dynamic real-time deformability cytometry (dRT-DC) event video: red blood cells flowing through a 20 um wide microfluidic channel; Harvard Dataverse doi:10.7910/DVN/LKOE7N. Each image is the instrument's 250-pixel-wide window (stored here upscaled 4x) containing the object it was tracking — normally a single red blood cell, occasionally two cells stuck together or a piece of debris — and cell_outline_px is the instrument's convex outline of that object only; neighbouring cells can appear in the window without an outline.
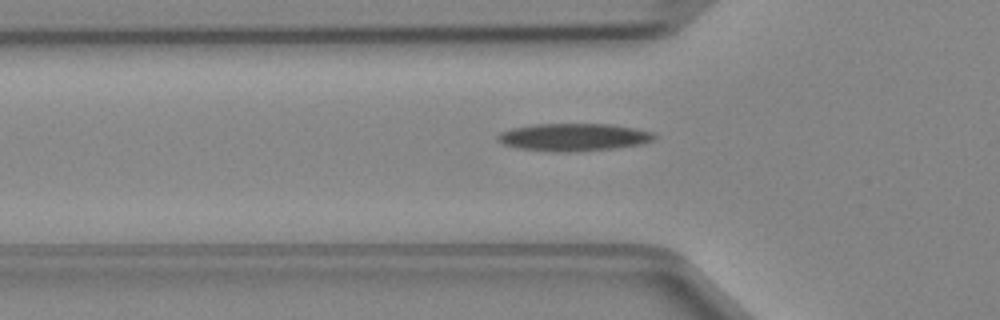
{"species": "Egyptian fruit bat (a non-hibernating species)", "species_latin": "Rousettus aegyptiacus", "temperature_condition": "cold", "stored_images_in_passage": 34, "camera_frame_rate_fps": 3000, "um_per_image_px": 0.085, "animal": {"sex": "female"}, "frame": {"image": 1, "passage_image": 7, "time_ms": 2.0, "image_size_px": [1000, 320], "cell_outline_px": [[656, 136], [652, 140], [644, 144], [612, 148], [568, 152], [552, 152], [516, 148], [504, 144], [496, 140], [496, 136], [500, 132], [512, 128], [536, 124], [608, 124], [632, 128], [652, 132]], "centroid_in_image_um": [48.7, 11.66], "position_along_channel_um": 77.1, "area_um2": 25.09}}
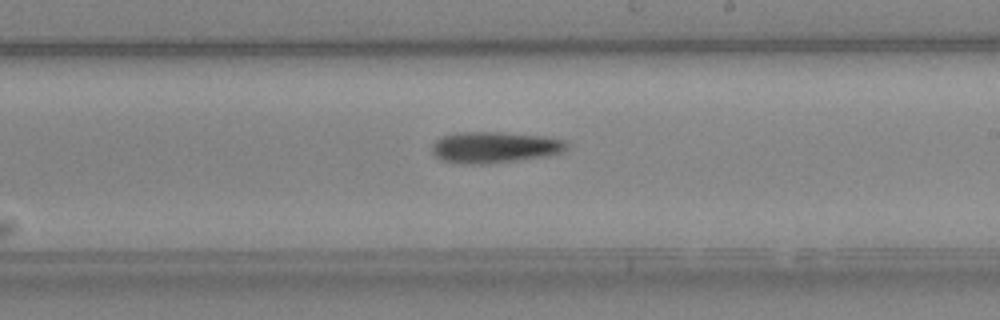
{"frame": {"image": 2, "passage_image": 19, "time_ms": 6.0, "image_size_px": [1000, 320], "cell_outline_px": [[568, 148], [560, 152], [548, 156], [484, 164], [468, 164], [440, 160], [432, 152], [432, 144], [436, 140], [444, 136], [460, 132], [500, 132], [544, 136], [564, 140], [568, 144]], "centroid_in_image_um": [42.04, 12.52], "position_along_channel_um": 247.0, "area_um2": 24.39}}
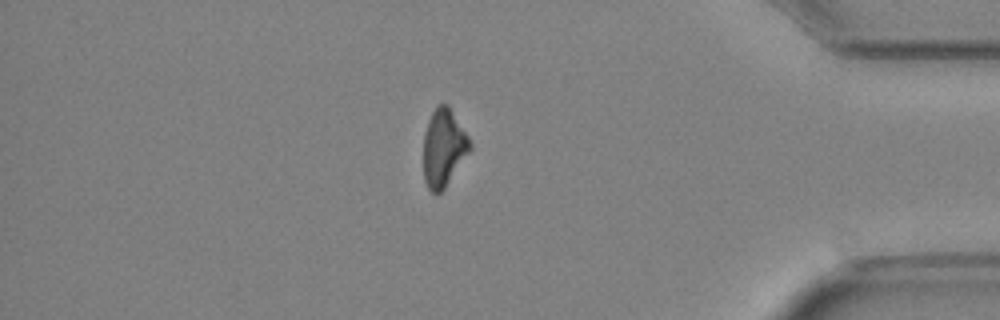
{"frame": {"image": 3, "passage_image": 32, "time_ms": 10.333, "image_size_px": [1000, 320], "cell_outline_px": [[472, 148], [444, 188], [440, 192], [432, 192], [428, 188], [424, 180], [424, 132], [428, 120], [436, 104], [448, 104], [468, 136], [472, 144]], "centroid_in_image_um": [37.7, 12.53], "position_along_channel_um": 397.5, "area_um2": 20.87}}